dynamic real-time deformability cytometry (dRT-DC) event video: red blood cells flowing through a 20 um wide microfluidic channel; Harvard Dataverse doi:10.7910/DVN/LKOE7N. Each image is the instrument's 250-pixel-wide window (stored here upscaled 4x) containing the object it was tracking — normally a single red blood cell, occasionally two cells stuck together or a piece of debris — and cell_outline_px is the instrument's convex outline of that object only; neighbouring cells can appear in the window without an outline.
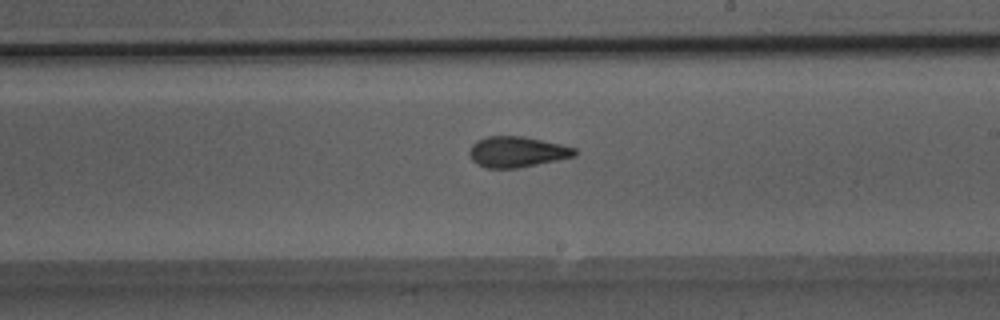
{"species": "Egyptian fruit bat (a non-hibernating species)", "species_latin": "Rousettus aegyptiacus", "temperature_condition": "room temperature", "stored_images_in_passage": 51, "camera_frame_rate_fps": 3000, "um_per_image_px": 0.085, "animal": {"sex": "male"}, "frame": {"image": 1, "passage_image": 30, "time_ms": 9.667, "image_size_px": [1000, 320], "cell_outline_px": [[576, 156], [516, 168], [484, 168], [476, 164], [472, 160], [468, 152], [472, 144], [476, 140], [488, 136], [524, 136], [560, 144], [576, 148]], "centroid_in_image_um": [43.9, 12.9], "position_along_channel_um": 245.1, "area_um2": 18.84}}
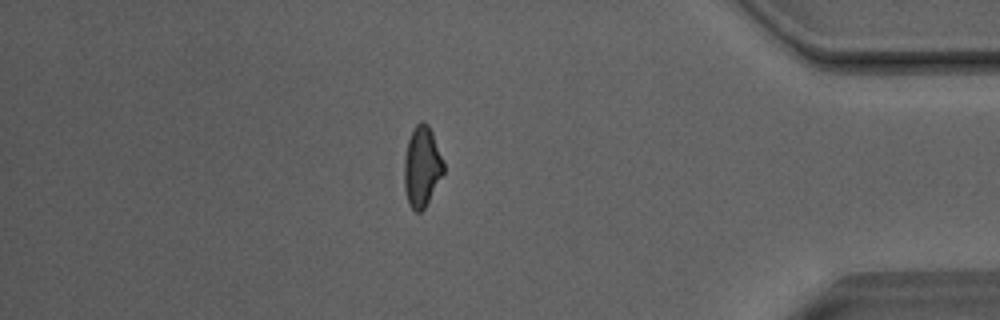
{"frame": {"image": 2, "passage_image": 44, "time_ms": 14.333, "image_size_px": [1000, 320], "cell_outline_px": [[444, 172], [424, 208], [420, 212], [416, 212], [408, 204], [404, 188], [404, 160], [408, 140], [416, 124], [420, 120], [424, 120], [428, 124], [432, 132], [444, 164]], "centroid_in_image_um": [35.84, 14.15], "position_along_channel_um": 399.4, "area_um2": 18.32}}
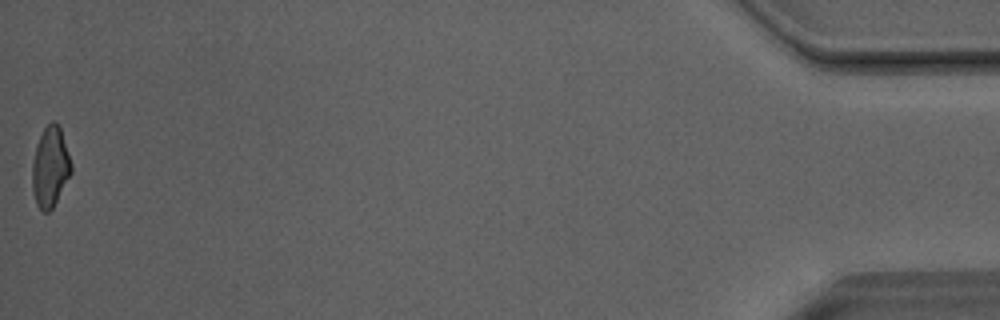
{"frame": {"image": 3, "passage_image": 51, "time_ms": 16.667, "image_size_px": [1000, 320], "cell_outline_px": [[72, 172], [52, 208], [48, 212], [44, 212], [36, 204], [32, 188], [32, 164], [36, 148], [40, 136], [44, 128], [52, 120], [56, 120], [60, 128], [72, 164]], "centroid_in_image_um": [4.27, 14.19], "position_along_channel_um": 430.9, "area_um2": 18.03}, "authors_computed_cell_mechanics": {"area_um2": 19.1896, "velocity_mm_per_s": 4.0604, "shape_relaxation_time_tau1_ms": 7.2737, "shape_relaxation_time_tau2_ms": 1.3182, "deformation_change_tau1": 0.1699, "deformation_change_tau2": 0.0775}}